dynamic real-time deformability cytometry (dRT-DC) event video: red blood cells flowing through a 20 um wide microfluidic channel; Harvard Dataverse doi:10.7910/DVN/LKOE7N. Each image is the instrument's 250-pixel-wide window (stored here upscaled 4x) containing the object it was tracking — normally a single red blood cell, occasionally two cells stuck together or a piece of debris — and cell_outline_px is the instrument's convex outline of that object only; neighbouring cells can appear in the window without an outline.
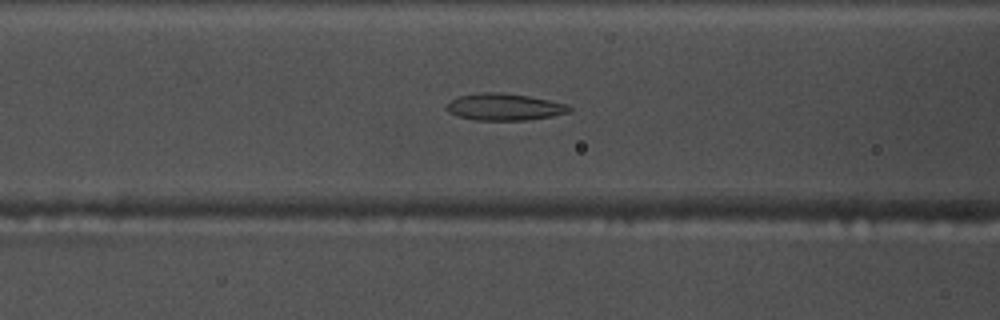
{"species": "common noctule bat (a hibernating species)", "species_latin": "Nyctalus noctula", "temperature_condition": "warm", "stored_images_in_passage": 51, "segment_of_instrument_passage": [1, 2], "camera_frame_rate_fps": 3000, "um_per_image_px": 0.085, "animal": {"sex": "male", "body_mass_g": 17.5, "forearm_length_mm": 52.3}, "frame": {"image": 1, "passage_image": 17, "time_ms": 5.333, "image_size_px": [1000, 320], "cell_outline_px": [[572, 112], [552, 116], [528, 120], [476, 120], [456, 116], [448, 112], [444, 108], [444, 104], [456, 96], [480, 92], [500, 92], [528, 96], [568, 104], [572, 108]], "centroid_in_image_um": [42.82, 9.09], "position_along_channel_um": 123.8, "area_um2": 19.59}}
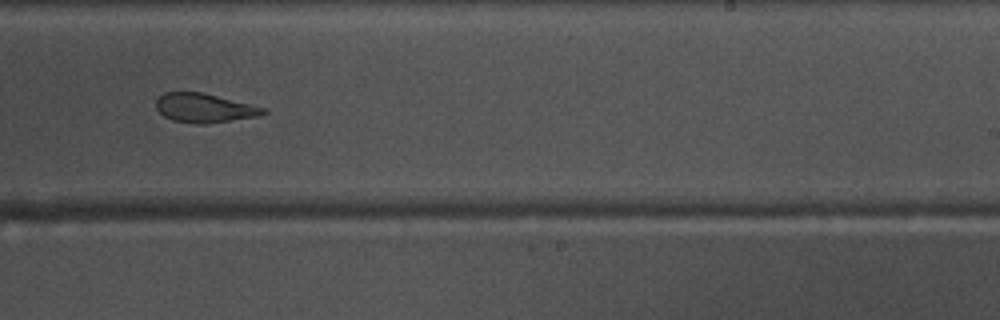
{"frame": {"image": 2, "passage_image": 29, "time_ms": 9.333, "image_size_px": [1000, 320], "cell_outline_px": [[268, 112], [256, 116], [204, 124], [196, 124], [172, 120], [164, 116], [156, 108], [156, 100], [164, 92], [200, 92], [252, 104], [268, 108]], "centroid_in_image_um": [17.37, 9.17], "position_along_channel_um": 271.6, "area_um2": 18.03}}
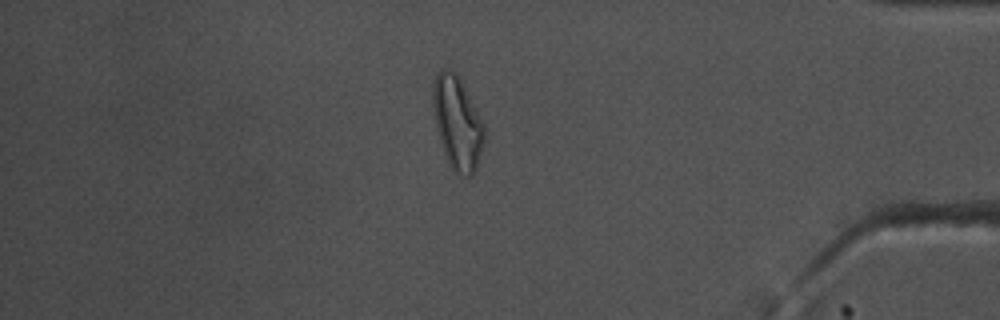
{"frame": {"image": 3, "passage_image": 42, "time_ms": 13.667, "image_size_px": [1000, 320], "cell_outline_px": [[484, 140], [476, 168], [472, 176], [460, 176], [452, 168], [444, 152], [436, 128], [432, 108], [432, 84], [436, 72], [444, 68], [448, 68], [456, 72], [476, 108], [484, 124]], "centroid_in_image_um": [38.85, 10.4], "position_along_channel_um": 396.4, "area_um2": 27.8}}